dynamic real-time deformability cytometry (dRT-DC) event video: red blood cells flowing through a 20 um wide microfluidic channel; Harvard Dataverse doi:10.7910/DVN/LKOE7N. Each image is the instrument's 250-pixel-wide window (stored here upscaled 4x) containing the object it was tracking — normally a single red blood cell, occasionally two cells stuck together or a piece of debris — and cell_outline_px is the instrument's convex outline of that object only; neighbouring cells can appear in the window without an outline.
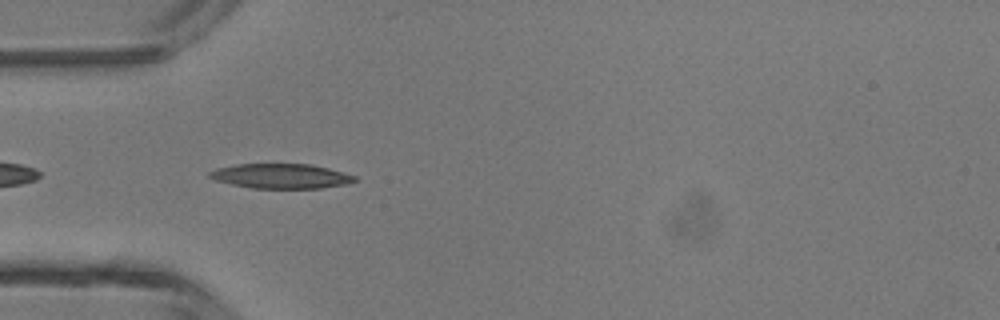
{"species": "common noctule bat (a hibernating species)", "species_latin": "Nyctalus noctula", "temperature_condition": "room temperature", "stored_images_in_passage": 33, "camera_frame_rate_fps": 3000, "um_per_image_px": 0.085, "animal": {"sex": "male", "body_mass_g": 13.3}, "frame": {"image": 1, "passage_image": 2, "time_ms": 0.333, "image_size_px": [1000, 320], "cell_outline_px": [[356, 180], [344, 184], [320, 188], [252, 188], [232, 184], [216, 180], [208, 176], [208, 172], [216, 168], [236, 164], [308, 164], [328, 168], [344, 172], [356, 176]], "centroid_in_image_um": [23.86, 14.96], "position_along_channel_um": 61.1, "area_um2": 20.75}}
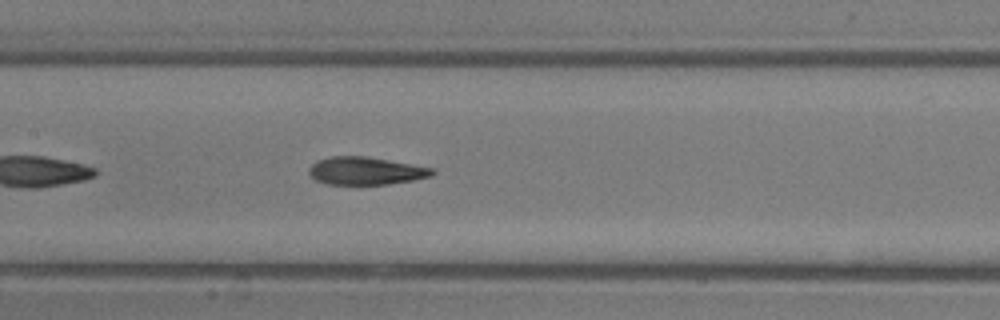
{"frame": {"image": 2, "passage_image": 10, "time_ms": 3.0, "image_size_px": [1000, 320], "cell_outline_px": [[436, 172], [432, 176], [412, 180], [388, 184], [328, 184], [316, 180], [308, 172], [308, 168], [316, 160], [332, 156], [368, 156], [436, 168]], "centroid_in_image_um": [31.12, 14.51], "position_along_channel_um": 176.3, "area_um2": 20.11}}
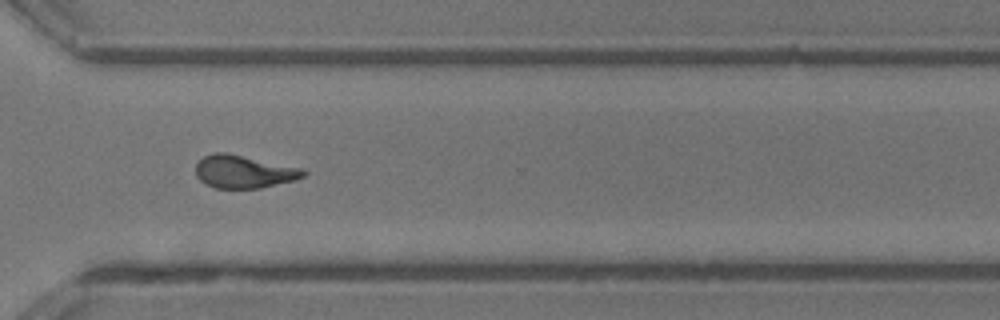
{"frame": {"image": 3, "passage_image": 22, "time_ms": 7.0, "image_size_px": [1000, 320], "cell_outline_px": [[308, 172], [304, 176], [296, 180], [260, 188], [216, 188], [204, 184], [196, 176], [196, 164], [204, 156], [212, 152], [228, 152], [304, 168]], "centroid_in_image_um": [20.74, 14.58], "position_along_channel_um": 349.9, "area_um2": 20.98}, "authors_computed_cell_mechanics": {"area_um2": 20.4612, "velocity_mm_per_s": 4.3543, "shape_relaxation_time_tau1_ms": 9.7526, "shape_relaxation_time_tau2_ms": 2.1057, "deformation_change_tau1": 0.2967, "deformation_change_tau2": 0.1129}}